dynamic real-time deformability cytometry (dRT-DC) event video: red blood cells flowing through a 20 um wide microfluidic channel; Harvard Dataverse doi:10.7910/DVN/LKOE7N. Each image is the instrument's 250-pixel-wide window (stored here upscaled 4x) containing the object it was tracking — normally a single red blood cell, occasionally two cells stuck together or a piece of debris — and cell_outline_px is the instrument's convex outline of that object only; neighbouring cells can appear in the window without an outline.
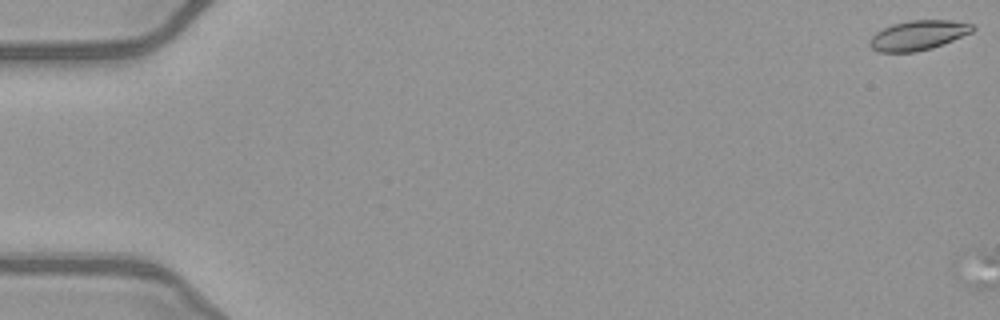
{"species": "common noctule bat (a hibernating species)", "species_latin": "Nyctalus noctula", "temperature_condition": "warm", "stored_images_in_passage": 2, "camera_frame_rate_fps": 3000, "um_per_image_px": 0.085, "animal": {"sex": "female", "body_mass_g": 21.9}, "frame": {"image": 1, "passage_image": 1, "time_ms": 0.0, "image_size_px": [1000, 320], "cell_outline_px": [[976, 28], [972, 32], [932, 48], [916, 52], [880, 52], [872, 48], [868, 44], [868, 40], [876, 32], [892, 24], [908, 20], [948, 20], [972, 24]], "centroid_in_image_um": [78.02, 3.0], "position_along_channel_um": 7.0, "area_um2": 17.74}}